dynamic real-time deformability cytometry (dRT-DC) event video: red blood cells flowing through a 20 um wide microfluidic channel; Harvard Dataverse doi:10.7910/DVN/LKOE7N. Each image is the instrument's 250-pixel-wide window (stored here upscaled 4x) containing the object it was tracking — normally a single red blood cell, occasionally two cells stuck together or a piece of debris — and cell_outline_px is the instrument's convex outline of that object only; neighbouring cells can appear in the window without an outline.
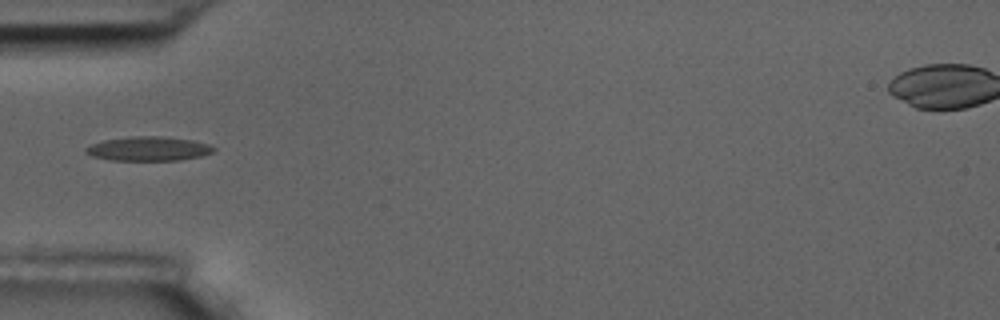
{"species": "common noctule bat (a hibernating species)", "species_latin": "Nyctalus noctula", "temperature_condition": "room temperature", "stored_images_in_passage": 9, "camera_frame_rate_fps": 3000, "um_per_image_px": 0.085, "animal": {"sex": "male", "body_mass_g": 17.5, "forearm_length_mm": 52.3}, "frame": {"image": 1, "passage_image": 4, "time_ms": 3.333, "image_size_px": [1000, 320], "cell_outline_px": [[216, 148], [212, 152], [200, 156], [180, 160], [112, 160], [92, 156], [84, 152], [84, 148], [92, 144], [104, 140], [136, 136], [160, 136], [192, 140], [208, 144]], "centroid_in_image_um": [12.61, 12.64], "position_along_channel_um": 72.4, "area_um2": 17.86}}
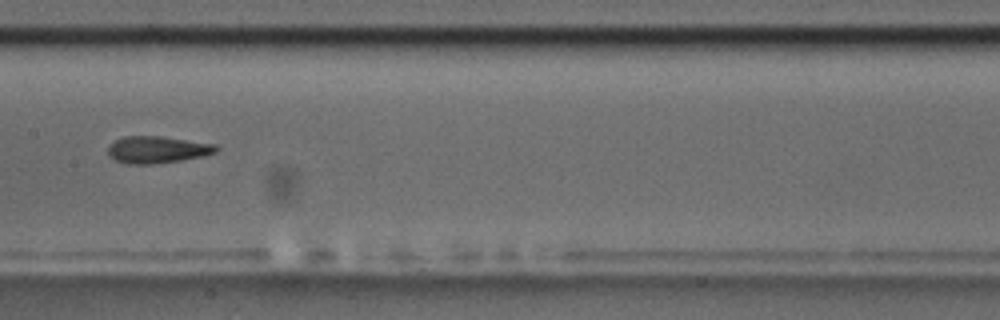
{"frame": {"image": 2, "passage_image": 7, "time_ms": 6.667, "image_size_px": [1000, 320], "cell_outline_px": [[220, 148], [216, 152], [204, 156], [180, 160], [152, 164], [128, 164], [116, 160], [108, 156], [108, 148], [112, 140], [124, 136], [164, 136], [216, 144]], "centroid_in_image_um": [13.37, 12.71], "position_along_channel_um": 194.0, "area_um2": 17.22}}
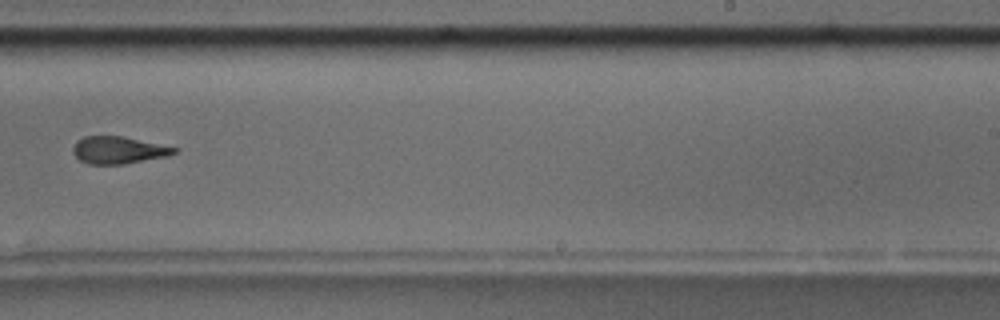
{"frame": {"image": 3, "passage_image": 9, "time_ms": 9.0, "image_size_px": [1000, 320], "cell_outline_px": [[180, 148], [176, 152], [168, 156], [124, 164], [88, 164], [80, 160], [72, 152], [72, 148], [76, 140], [84, 136], [124, 136]], "centroid_in_image_um": [10.07, 12.75], "position_along_channel_um": 278.9, "area_um2": 16.24}}